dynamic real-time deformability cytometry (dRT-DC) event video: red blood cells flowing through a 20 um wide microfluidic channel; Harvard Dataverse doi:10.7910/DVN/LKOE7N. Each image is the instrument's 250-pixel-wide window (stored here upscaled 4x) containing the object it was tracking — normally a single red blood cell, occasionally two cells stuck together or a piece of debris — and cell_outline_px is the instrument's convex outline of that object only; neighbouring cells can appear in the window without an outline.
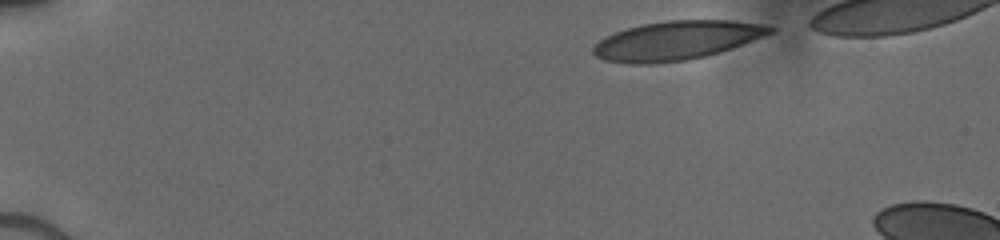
{"species": "human", "species_latin": "Homo sapiens", "temperature_condition": "cold", "stored_images_in_passage": 6, "camera_frame_rate_fps": 3000, "um_per_image_px": 0.085, "donor": {"sex": "male"}, "frame": {"image": 1, "passage_image": 1, "time_ms": 0.0, "image_size_px": [1000, 240], "cell_outline_px": [[776, 28], [772, 32], [752, 40], [704, 56], [684, 60], [652, 64], [628, 64], [604, 60], [596, 56], [592, 52], [592, 48], [604, 36], [628, 28], [644, 24], [668, 20], [732, 20], [764, 24]], "centroid_in_image_um": [57.45, 3.44], "position_along_channel_um": 27.5, "area_um2": 39.59}}